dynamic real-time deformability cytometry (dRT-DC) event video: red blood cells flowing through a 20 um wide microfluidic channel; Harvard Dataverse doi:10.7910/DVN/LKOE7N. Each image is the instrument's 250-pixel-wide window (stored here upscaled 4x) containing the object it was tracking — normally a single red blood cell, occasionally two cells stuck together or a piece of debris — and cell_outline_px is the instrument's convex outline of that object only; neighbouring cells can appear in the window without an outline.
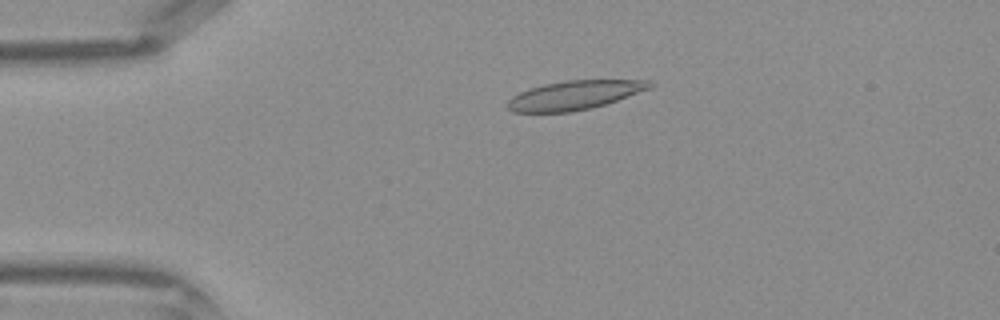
{"species": "Egyptian fruit bat (a non-hibernating species)", "species_latin": "Rousettus aegyptiacus", "temperature_condition": "warm", "stored_images_in_passage": 42, "camera_frame_rate_fps": 3000, "um_per_image_px": 0.085, "frame": {"image": 1, "passage_image": 9, "time_ms": 2.667, "image_size_px": [1000, 320], "cell_outline_px": [[656, 84], [652, 88], [604, 104], [588, 108], [568, 112], [512, 112], [508, 108], [508, 100], [512, 96], [528, 88], [544, 84], [564, 80], [648, 80]], "centroid_in_image_um": [48.83, 8.07], "position_along_channel_um": 36.2, "area_um2": 23.87}}
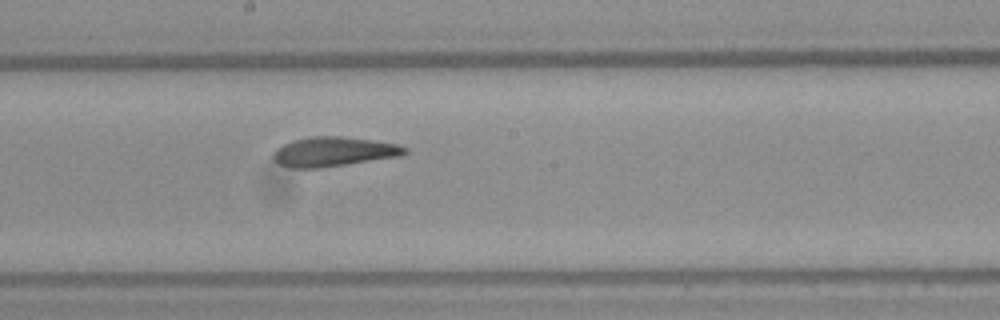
{"frame": {"image": 2, "passage_image": 23, "time_ms": 7.333, "image_size_px": [1000, 320], "cell_outline_px": [[408, 152], [400, 156], [320, 168], [292, 168], [280, 164], [272, 160], [272, 152], [276, 148], [292, 140], [308, 136], [340, 136], [372, 140], [396, 144], [408, 148]], "centroid_in_image_um": [28.31, 12.89], "position_along_channel_um": 219.9, "area_um2": 22.72}}
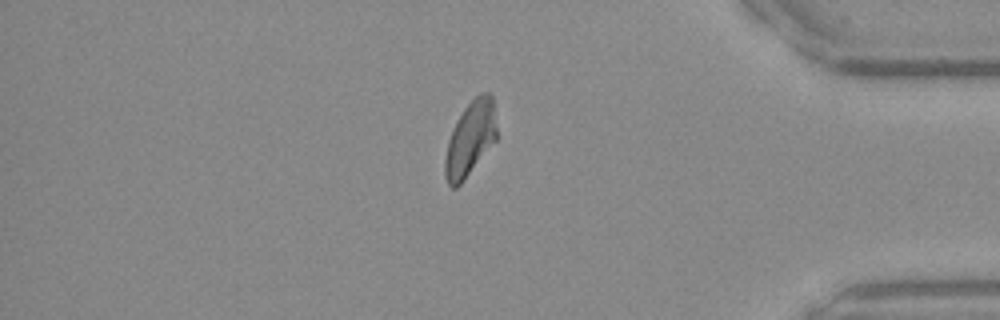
{"frame": {"image": 3, "passage_image": 36, "time_ms": 11.667, "image_size_px": [1000, 320], "cell_outline_px": [[496, 140], [464, 180], [456, 188], [452, 188], [448, 184], [444, 176], [444, 160], [448, 140], [464, 108], [480, 92], [488, 92], [492, 96], [496, 128]], "centroid_in_image_um": [39.96, 11.82], "position_along_channel_um": 395.2, "area_um2": 22.14}}